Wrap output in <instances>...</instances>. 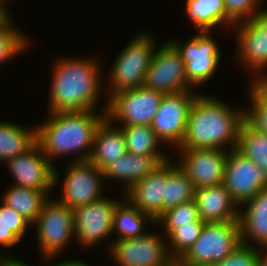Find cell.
<instances>
[{
  "mask_svg": "<svg viewBox=\"0 0 267 266\" xmlns=\"http://www.w3.org/2000/svg\"><path fill=\"white\" fill-rule=\"evenodd\" d=\"M81 58L62 57L54 62L48 113L94 111L103 92L101 66L95 58Z\"/></svg>",
  "mask_w": 267,
  "mask_h": 266,
  "instance_id": "obj_1",
  "label": "cell"
},
{
  "mask_svg": "<svg viewBox=\"0 0 267 266\" xmlns=\"http://www.w3.org/2000/svg\"><path fill=\"white\" fill-rule=\"evenodd\" d=\"M245 110L234 109L211 95H198L189 111L186 133L179 148L236 149ZM229 144V145H228ZM225 146V147H223Z\"/></svg>",
  "mask_w": 267,
  "mask_h": 266,
  "instance_id": "obj_2",
  "label": "cell"
},
{
  "mask_svg": "<svg viewBox=\"0 0 267 266\" xmlns=\"http://www.w3.org/2000/svg\"><path fill=\"white\" fill-rule=\"evenodd\" d=\"M94 112H51L46 122L36 126L37 143L51 163L55 157L71 153L79 154L74 162L89 161L96 130L106 118L103 110L101 114Z\"/></svg>",
  "mask_w": 267,
  "mask_h": 266,
  "instance_id": "obj_3",
  "label": "cell"
},
{
  "mask_svg": "<svg viewBox=\"0 0 267 266\" xmlns=\"http://www.w3.org/2000/svg\"><path fill=\"white\" fill-rule=\"evenodd\" d=\"M240 243L239 221L205 223L200 237L176 266H211L228 257Z\"/></svg>",
  "mask_w": 267,
  "mask_h": 266,
  "instance_id": "obj_4",
  "label": "cell"
},
{
  "mask_svg": "<svg viewBox=\"0 0 267 266\" xmlns=\"http://www.w3.org/2000/svg\"><path fill=\"white\" fill-rule=\"evenodd\" d=\"M154 39L146 32L134 37L111 66L109 98L120 91L144 85L146 72L156 51Z\"/></svg>",
  "mask_w": 267,
  "mask_h": 266,
  "instance_id": "obj_5",
  "label": "cell"
},
{
  "mask_svg": "<svg viewBox=\"0 0 267 266\" xmlns=\"http://www.w3.org/2000/svg\"><path fill=\"white\" fill-rule=\"evenodd\" d=\"M50 199L44 202L42 211L33 223L37 227V241L42 257L49 262L65 250L64 247L71 241L69 239L75 237L72 209L57 198Z\"/></svg>",
  "mask_w": 267,
  "mask_h": 266,
  "instance_id": "obj_6",
  "label": "cell"
},
{
  "mask_svg": "<svg viewBox=\"0 0 267 266\" xmlns=\"http://www.w3.org/2000/svg\"><path fill=\"white\" fill-rule=\"evenodd\" d=\"M163 95L144 86L123 90L108 98L103 111L112 123L120 121V126H150Z\"/></svg>",
  "mask_w": 267,
  "mask_h": 266,
  "instance_id": "obj_7",
  "label": "cell"
},
{
  "mask_svg": "<svg viewBox=\"0 0 267 266\" xmlns=\"http://www.w3.org/2000/svg\"><path fill=\"white\" fill-rule=\"evenodd\" d=\"M164 240L153 232L136 238L116 239L115 243L111 242L109 251L117 266H176Z\"/></svg>",
  "mask_w": 267,
  "mask_h": 266,
  "instance_id": "obj_8",
  "label": "cell"
},
{
  "mask_svg": "<svg viewBox=\"0 0 267 266\" xmlns=\"http://www.w3.org/2000/svg\"><path fill=\"white\" fill-rule=\"evenodd\" d=\"M198 94L192 91L164 94L151 127L162 142L174 149L181 146L190 108Z\"/></svg>",
  "mask_w": 267,
  "mask_h": 266,
  "instance_id": "obj_9",
  "label": "cell"
},
{
  "mask_svg": "<svg viewBox=\"0 0 267 266\" xmlns=\"http://www.w3.org/2000/svg\"><path fill=\"white\" fill-rule=\"evenodd\" d=\"M208 31H200L185 44L169 40L180 52L185 62V75L195 88L212 78L220 64L221 51Z\"/></svg>",
  "mask_w": 267,
  "mask_h": 266,
  "instance_id": "obj_10",
  "label": "cell"
},
{
  "mask_svg": "<svg viewBox=\"0 0 267 266\" xmlns=\"http://www.w3.org/2000/svg\"><path fill=\"white\" fill-rule=\"evenodd\" d=\"M143 86L163 94L193 90L185 75V62L170 41L156 49Z\"/></svg>",
  "mask_w": 267,
  "mask_h": 266,
  "instance_id": "obj_11",
  "label": "cell"
},
{
  "mask_svg": "<svg viewBox=\"0 0 267 266\" xmlns=\"http://www.w3.org/2000/svg\"><path fill=\"white\" fill-rule=\"evenodd\" d=\"M117 200L104 195L102 199L72 209L75 237L80 246L93 247L113 233L114 212L121 202Z\"/></svg>",
  "mask_w": 267,
  "mask_h": 266,
  "instance_id": "obj_12",
  "label": "cell"
},
{
  "mask_svg": "<svg viewBox=\"0 0 267 266\" xmlns=\"http://www.w3.org/2000/svg\"><path fill=\"white\" fill-rule=\"evenodd\" d=\"M15 186L38 191L52 192L59 182V174L36 143L27 152L7 161ZM52 190V191H51Z\"/></svg>",
  "mask_w": 267,
  "mask_h": 266,
  "instance_id": "obj_13",
  "label": "cell"
},
{
  "mask_svg": "<svg viewBox=\"0 0 267 266\" xmlns=\"http://www.w3.org/2000/svg\"><path fill=\"white\" fill-rule=\"evenodd\" d=\"M223 184L240 208L260 190L267 188V171L232 149L228 152Z\"/></svg>",
  "mask_w": 267,
  "mask_h": 266,
  "instance_id": "obj_14",
  "label": "cell"
},
{
  "mask_svg": "<svg viewBox=\"0 0 267 266\" xmlns=\"http://www.w3.org/2000/svg\"><path fill=\"white\" fill-rule=\"evenodd\" d=\"M177 165L186 173L194 188L222 184L228 152L215 148H177Z\"/></svg>",
  "mask_w": 267,
  "mask_h": 266,
  "instance_id": "obj_15",
  "label": "cell"
},
{
  "mask_svg": "<svg viewBox=\"0 0 267 266\" xmlns=\"http://www.w3.org/2000/svg\"><path fill=\"white\" fill-rule=\"evenodd\" d=\"M63 181V194L59 199L68 208L87 205L102 199L103 170L90 161L72 162Z\"/></svg>",
  "mask_w": 267,
  "mask_h": 266,
  "instance_id": "obj_16",
  "label": "cell"
},
{
  "mask_svg": "<svg viewBox=\"0 0 267 266\" xmlns=\"http://www.w3.org/2000/svg\"><path fill=\"white\" fill-rule=\"evenodd\" d=\"M166 178L167 160L124 193V201L128 200L141 213L150 215L156 221L162 215Z\"/></svg>",
  "mask_w": 267,
  "mask_h": 266,
  "instance_id": "obj_17",
  "label": "cell"
},
{
  "mask_svg": "<svg viewBox=\"0 0 267 266\" xmlns=\"http://www.w3.org/2000/svg\"><path fill=\"white\" fill-rule=\"evenodd\" d=\"M193 200L199 217L205 223L238 221L239 206L233 201L224 184L194 188Z\"/></svg>",
  "mask_w": 267,
  "mask_h": 266,
  "instance_id": "obj_18",
  "label": "cell"
},
{
  "mask_svg": "<svg viewBox=\"0 0 267 266\" xmlns=\"http://www.w3.org/2000/svg\"><path fill=\"white\" fill-rule=\"evenodd\" d=\"M233 27H236L235 31L237 29L235 37L242 64L254 78L264 75L267 68V36L251 20L234 24Z\"/></svg>",
  "mask_w": 267,
  "mask_h": 266,
  "instance_id": "obj_19",
  "label": "cell"
},
{
  "mask_svg": "<svg viewBox=\"0 0 267 266\" xmlns=\"http://www.w3.org/2000/svg\"><path fill=\"white\" fill-rule=\"evenodd\" d=\"M247 204V205H246ZM246 210L239 208V230L241 243L259 247L267 246V188L260 190L253 198L244 203ZM255 244H251L250 241Z\"/></svg>",
  "mask_w": 267,
  "mask_h": 266,
  "instance_id": "obj_20",
  "label": "cell"
},
{
  "mask_svg": "<svg viewBox=\"0 0 267 266\" xmlns=\"http://www.w3.org/2000/svg\"><path fill=\"white\" fill-rule=\"evenodd\" d=\"M169 156H143L126 153L103 169L104 178L120 180L124 183L125 193L138 181L145 178Z\"/></svg>",
  "mask_w": 267,
  "mask_h": 266,
  "instance_id": "obj_21",
  "label": "cell"
},
{
  "mask_svg": "<svg viewBox=\"0 0 267 266\" xmlns=\"http://www.w3.org/2000/svg\"><path fill=\"white\" fill-rule=\"evenodd\" d=\"M106 117L98 126L93 143V151L89 161L103 170L108 164L127 153L125 137L121 128Z\"/></svg>",
  "mask_w": 267,
  "mask_h": 266,
  "instance_id": "obj_22",
  "label": "cell"
},
{
  "mask_svg": "<svg viewBox=\"0 0 267 266\" xmlns=\"http://www.w3.org/2000/svg\"><path fill=\"white\" fill-rule=\"evenodd\" d=\"M36 143V126L26 129L13 122L0 121V162L6 163L27 152Z\"/></svg>",
  "mask_w": 267,
  "mask_h": 266,
  "instance_id": "obj_23",
  "label": "cell"
},
{
  "mask_svg": "<svg viewBox=\"0 0 267 266\" xmlns=\"http://www.w3.org/2000/svg\"><path fill=\"white\" fill-rule=\"evenodd\" d=\"M186 15L199 31H209L214 27L234 26L226 18L224 0H186Z\"/></svg>",
  "mask_w": 267,
  "mask_h": 266,
  "instance_id": "obj_24",
  "label": "cell"
},
{
  "mask_svg": "<svg viewBox=\"0 0 267 266\" xmlns=\"http://www.w3.org/2000/svg\"><path fill=\"white\" fill-rule=\"evenodd\" d=\"M1 201L13 208L33 224L42 211L44 202L50 197L45 191H38L15 185L9 186Z\"/></svg>",
  "mask_w": 267,
  "mask_h": 266,
  "instance_id": "obj_25",
  "label": "cell"
},
{
  "mask_svg": "<svg viewBox=\"0 0 267 266\" xmlns=\"http://www.w3.org/2000/svg\"><path fill=\"white\" fill-rule=\"evenodd\" d=\"M194 186L186 173L175 163L167 160V178L162 200V214L181 203L193 199Z\"/></svg>",
  "mask_w": 267,
  "mask_h": 266,
  "instance_id": "obj_26",
  "label": "cell"
},
{
  "mask_svg": "<svg viewBox=\"0 0 267 266\" xmlns=\"http://www.w3.org/2000/svg\"><path fill=\"white\" fill-rule=\"evenodd\" d=\"M126 201L120 202L115 209L113 232H117L118 239L146 235L148 232H144V226H146L144 224L149 221V223L152 222L156 225V221L150 215L141 213L128 200Z\"/></svg>",
  "mask_w": 267,
  "mask_h": 266,
  "instance_id": "obj_27",
  "label": "cell"
},
{
  "mask_svg": "<svg viewBox=\"0 0 267 266\" xmlns=\"http://www.w3.org/2000/svg\"><path fill=\"white\" fill-rule=\"evenodd\" d=\"M127 153L143 156H168L157 147L162 143L151 126H120Z\"/></svg>",
  "mask_w": 267,
  "mask_h": 266,
  "instance_id": "obj_28",
  "label": "cell"
},
{
  "mask_svg": "<svg viewBox=\"0 0 267 266\" xmlns=\"http://www.w3.org/2000/svg\"><path fill=\"white\" fill-rule=\"evenodd\" d=\"M236 150L267 171V135L255 130L246 121L239 129Z\"/></svg>",
  "mask_w": 267,
  "mask_h": 266,
  "instance_id": "obj_29",
  "label": "cell"
},
{
  "mask_svg": "<svg viewBox=\"0 0 267 266\" xmlns=\"http://www.w3.org/2000/svg\"><path fill=\"white\" fill-rule=\"evenodd\" d=\"M9 11L0 19V63L8 61L26 50L30 43L15 26Z\"/></svg>",
  "mask_w": 267,
  "mask_h": 266,
  "instance_id": "obj_30",
  "label": "cell"
},
{
  "mask_svg": "<svg viewBox=\"0 0 267 266\" xmlns=\"http://www.w3.org/2000/svg\"><path fill=\"white\" fill-rule=\"evenodd\" d=\"M191 222H203L199 217V212L193 199L165 211L156 220V225L160 223L162 224L161 226H164L163 231L167 239L175 229Z\"/></svg>",
  "mask_w": 267,
  "mask_h": 266,
  "instance_id": "obj_31",
  "label": "cell"
},
{
  "mask_svg": "<svg viewBox=\"0 0 267 266\" xmlns=\"http://www.w3.org/2000/svg\"><path fill=\"white\" fill-rule=\"evenodd\" d=\"M205 222H191L175 229L167 238L171 257L177 262L200 237ZM170 246V247H169ZM171 249V250H170Z\"/></svg>",
  "mask_w": 267,
  "mask_h": 266,
  "instance_id": "obj_32",
  "label": "cell"
},
{
  "mask_svg": "<svg viewBox=\"0 0 267 266\" xmlns=\"http://www.w3.org/2000/svg\"><path fill=\"white\" fill-rule=\"evenodd\" d=\"M251 109H245V121L255 130L267 135V103L250 87Z\"/></svg>",
  "mask_w": 267,
  "mask_h": 266,
  "instance_id": "obj_33",
  "label": "cell"
},
{
  "mask_svg": "<svg viewBox=\"0 0 267 266\" xmlns=\"http://www.w3.org/2000/svg\"><path fill=\"white\" fill-rule=\"evenodd\" d=\"M260 0H224L226 18L234 25L251 20L258 12ZM257 9V10H256Z\"/></svg>",
  "mask_w": 267,
  "mask_h": 266,
  "instance_id": "obj_34",
  "label": "cell"
},
{
  "mask_svg": "<svg viewBox=\"0 0 267 266\" xmlns=\"http://www.w3.org/2000/svg\"><path fill=\"white\" fill-rule=\"evenodd\" d=\"M261 251L255 246L240 245L224 260L211 266H258Z\"/></svg>",
  "mask_w": 267,
  "mask_h": 266,
  "instance_id": "obj_35",
  "label": "cell"
},
{
  "mask_svg": "<svg viewBox=\"0 0 267 266\" xmlns=\"http://www.w3.org/2000/svg\"><path fill=\"white\" fill-rule=\"evenodd\" d=\"M0 218L3 219L9 228L20 238L27 231L28 226H32V224L26 220L22 215L17 213L13 208L6 205L1 201L0 205Z\"/></svg>",
  "mask_w": 267,
  "mask_h": 266,
  "instance_id": "obj_36",
  "label": "cell"
},
{
  "mask_svg": "<svg viewBox=\"0 0 267 266\" xmlns=\"http://www.w3.org/2000/svg\"><path fill=\"white\" fill-rule=\"evenodd\" d=\"M21 239L9 228L7 223L0 218V245L3 247H13Z\"/></svg>",
  "mask_w": 267,
  "mask_h": 266,
  "instance_id": "obj_37",
  "label": "cell"
},
{
  "mask_svg": "<svg viewBox=\"0 0 267 266\" xmlns=\"http://www.w3.org/2000/svg\"><path fill=\"white\" fill-rule=\"evenodd\" d=\"M266 75V76H265ZM251 87L267 103V74L252 78Z\"/></svg>",
  "mask_w": 267,
  "mask_h": 266,
  "instance_id": "obj_38",
  "label": "cell"
},
{
  "mask_svg": "<svg viewBox=\"0 0 267 266\" xmlns=\"http://www.w3.org/2000/svg\"><path fill=\"white\" fill-rule=\"evenodd\" d=\"M251 21L267 36V9L258 10Z\"/></svg>",
  "mask_w": 267,
  "mask_h": 266,
  "instance_id": "obj_39",
  "label": "cell"
},
{
  "mask_svg": "<svg viewBox=\"0 0 267 266\" xmlns=\"http://www.w3.org/2000/svg\"><path fill=\"white\" fill-rule=\"evenodd\" d=\"M1 263L4 266H29L28 264L22 262L21 260L8 256H5V258L1 259Z\"/></svg>",
  "mask_w": 267,
  "mask_h": 266,
  "instance_id": "obj_40",
  "label": "cell"
},
{
  "mask_svg": "<svg viewBox=\"0 0 267 266\" xmlns=\"http://www.w3.org/2000/svg\"><path fill=\"white\" fill-rule=\"evenodd\" d=\"M55 266H91V265H89V264H86V262H84V261H78V259L77 260H66V261H64V262H60V263H58V264H56Z\"/></svg>",
  "mask_w": 267,
  "mask_h": 266,
  "instance_id": "obj_41",
  "label": "cell"
},
{
  "mask_svg": "<svg viewBox=\"0 0 267 266\" xmlns=\"http://www.w3.org/2000/svg\"><path fill=\"white\" fill-rule=\"evenodd\" d=\"M264 251L265 253L263 252V255L260 256L258 266H267V246L264 247Z\"/></svg>",
  "mask_w": 267,
  "mask_h": 266,
  "instance_id": "obj_42",
  "label": "cell"
},
{
  "mask_svg": "<svg viewBox=\"0 0 267 266\" xmlns=\"http://www.w3.org/2000/svg\"><path fill=\"white\" fill-rule=\"evenodd\" d=\"M7 0H0V19L8 12V8L6 9L5 4Z\"/></svg>",
  "mask_w": 267,
  "mask_h": 266,
  "instance_id": "obj_43",
  "label": "cell"
},
{
  "mask_svg": "<svg viewBox=\"0 0 267 266\" xmlns=\"http://www.w3.org/2000/svg\"><path fill=\"white\" fill-rule=\"evenodd\" d=\"M3 258H5V256L4 255L3 256L0 255V263H1V259H3Z\"/></svg>",
  "mask_w": 267,
  "mask_h": 266,
  "instance_id": "obj_44",
  "label": "cell"
}]
</instances>
